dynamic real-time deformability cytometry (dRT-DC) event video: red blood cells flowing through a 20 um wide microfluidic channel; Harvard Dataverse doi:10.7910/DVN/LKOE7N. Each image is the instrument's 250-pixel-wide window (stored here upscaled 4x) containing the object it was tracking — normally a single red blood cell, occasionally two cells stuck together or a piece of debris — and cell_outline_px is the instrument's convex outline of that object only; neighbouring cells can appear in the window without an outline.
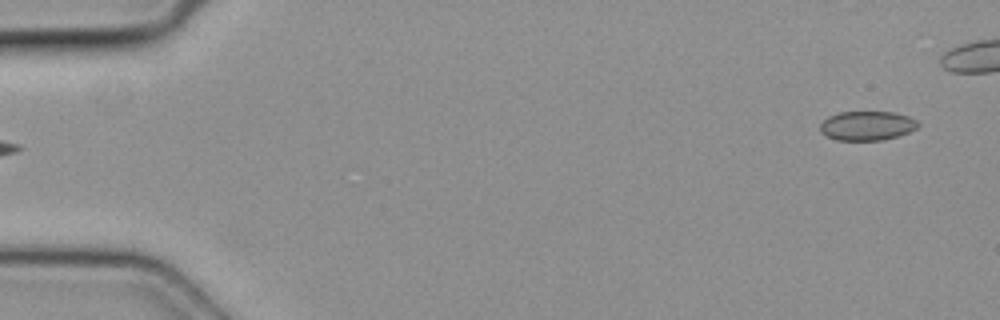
{"species": "common noctule bat (a hibernating species)", "species_latin": "Nyctalus noctula", "temperature_condition": "cold", "stored_images_in_passage": 6, "camera_frame_rate_fps": 3000, "um_per_image_px": 0.085, "animal": {"sex": "female", "body_mass_g": 19.3, "forearm_length_mm": 54.1}, "frame": {"image": 1, "passage_image": 1, "time_ms": 0.0, "image_size_px": [1000, 320], "cell_outline_px": [[920, 124], [916, 128], [908, 132], [884, 140], [836, 140], [820, 132], [820, 124], [828, 116], [840, 112], [896, 112], [908, 116], [916, 120]], "centroid_in_image_um": [73.69, 10.68], "position_along_channel_um": 11.3, "area_um2": 16.65}}
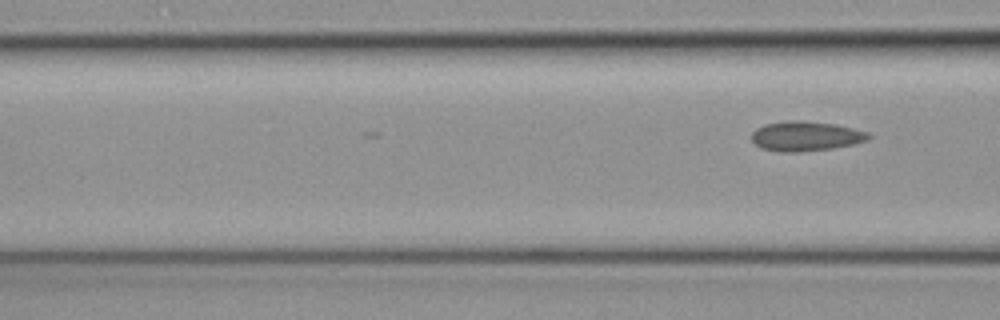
{"frame": {"image": 2, "passage_image": 6, "time_ms": 1.667, "image_size_px": [1000, 320], "cell_outline_px": [[872, 136], [864, 140], [852, 144], [832, 148], [796, 152], [780, 152], [760, 148], [752, 140], [752, 132], [756, 128], [764, 124], [788, 120], [800, 120], [836, 124], [868, 132]], "centroid_in_image_um": [68.44, 11.56], "position_along_channel_um": 98.2, "area_um2": 20.17}}